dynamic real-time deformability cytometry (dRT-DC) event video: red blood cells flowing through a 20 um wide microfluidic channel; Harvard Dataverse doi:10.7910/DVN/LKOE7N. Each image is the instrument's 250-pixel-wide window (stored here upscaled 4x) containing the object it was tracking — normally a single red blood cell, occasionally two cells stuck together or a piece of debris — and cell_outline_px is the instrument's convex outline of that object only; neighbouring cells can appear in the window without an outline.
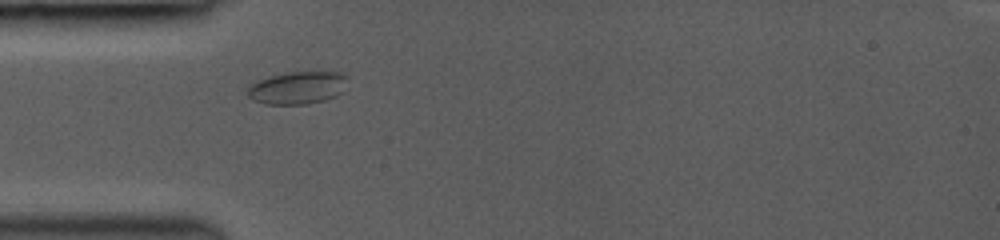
{"species": "common noctule bat (a hibernating species)", "species_latin": "Nyctalus noctula", "temperature_condition": "room temperature", "stored_images_in_passage": 2, "camera_frame_rate_fps": 3000, "um_per_image_px": 0.085, "animal": {"sex": "female", "body_mass_g": 19.0, "forearm_length_mm": 53.3}, "frame": {"image": 1, "passage_image": 1, "time_ms": 0.0, "image_size_px": [1000, 240], "cell_outline_px": [[348, 76], [344, 92], [336, 96], [324, 100], [308, 104], [264, 104], [252, 100], [248, 96], [248, 88], [256, 80], [288, 72], [340, 72]], "centroid_in_image_um": [25.32, 7.46], "position_along_channel_um": 59.7, "area_um2": 19.13}}
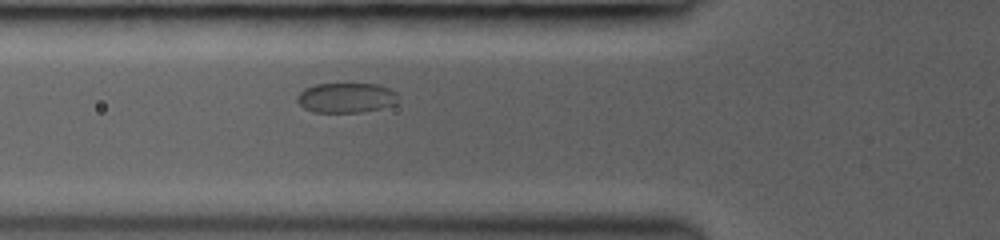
{"frame": {"image": 2, "passage_image": 2, "time_ms": 1.0, "image_size_px": [1000, 240], "cell_outline_px": [[396, 104], [380, 108], [360, 112], [312, 112], [304, 108], [296, 100], [296, 96], [304, 88], [316, 84], [376, 84], [388, 88], [396, 92]], "centroid_in_image_um": [29.38, 8.31], "position_along_channel_um": 96.4, "area_um2": 17.51}}